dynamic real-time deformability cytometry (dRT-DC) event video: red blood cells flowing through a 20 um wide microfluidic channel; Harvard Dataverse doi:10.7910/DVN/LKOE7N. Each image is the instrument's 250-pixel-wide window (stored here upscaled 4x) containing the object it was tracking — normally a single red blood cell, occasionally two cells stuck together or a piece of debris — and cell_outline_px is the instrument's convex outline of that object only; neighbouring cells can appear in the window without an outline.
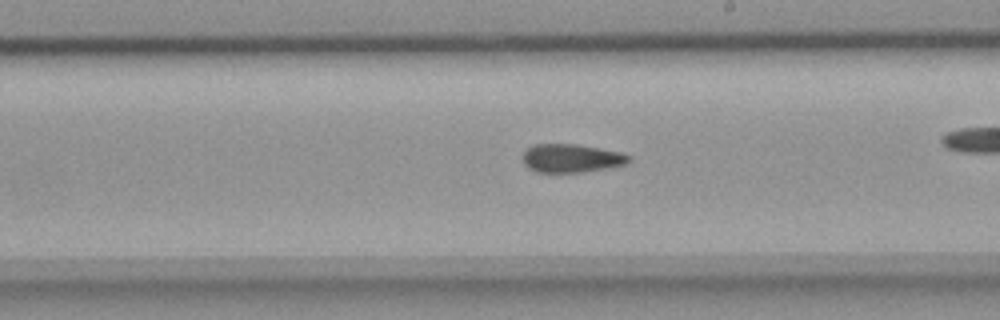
{"species": "common noctule bat (a hibernating species)", "species_latin": "Nyctalus noctula", "temperature_condition": "room temperature", "stored_images_in_passage": 27, "camera_frame_rate_fps": 3000, "um_per_image_px": 0.085, "animal": {"sex": "female", "body_mass_g": 18.4}, "frame": {"image": 1, "passage_image": 16, "time_ms": 5.0, "image_size_px": [1000, 320], "cell_outline_px": [[632, 160], [624, 164], [608, 168], [584, 172], [536, 172], [528, 168], [524, 164], [524, 152], [532, 144], [576, 144], [600, 148], [620, 152], [632, 156]], "centroid_in_image_um": [48.59, 13.45], "position_along_channel_um": 240.4, "area_um2": 17.63}}